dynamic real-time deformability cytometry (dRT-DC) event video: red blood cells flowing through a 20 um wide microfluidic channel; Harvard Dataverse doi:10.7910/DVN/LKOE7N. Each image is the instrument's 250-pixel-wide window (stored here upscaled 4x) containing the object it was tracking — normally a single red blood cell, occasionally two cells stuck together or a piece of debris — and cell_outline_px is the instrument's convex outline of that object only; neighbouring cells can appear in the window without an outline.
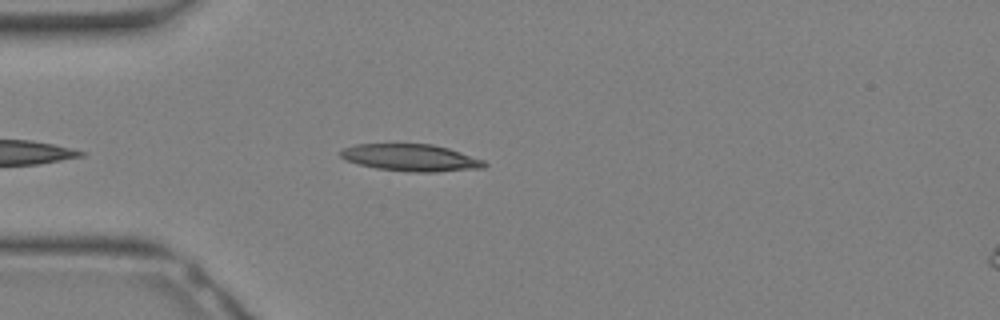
{"species": "Egyptian fruit bat (a non-hibernating species)", "species_latin": "Rousettus aegyptiacus", "temperature_condition": "warm", "stored_images_in_passage": 25, "camera_frame_rate_fps": 3000, "um_per_image_px": 0.085, "animal": {"sex": "female"}, "frame": {"image": 1, "passage_image": 3, "time_ms": 0.667, "image_size_px": [1000, 320], "cell_outline_px": [[488, 164], [484, 168], [436, 172], [408, 172], [376, 168], [344, 160], [340, 156], [340, 152], [344, 148], [356, 144], [432, 144], [448, 148], [484, 160]], "centroid_in_image_um": [34.93, 13.41], "position_along_channel_um": 50.1, "area_um2": 22.66}}
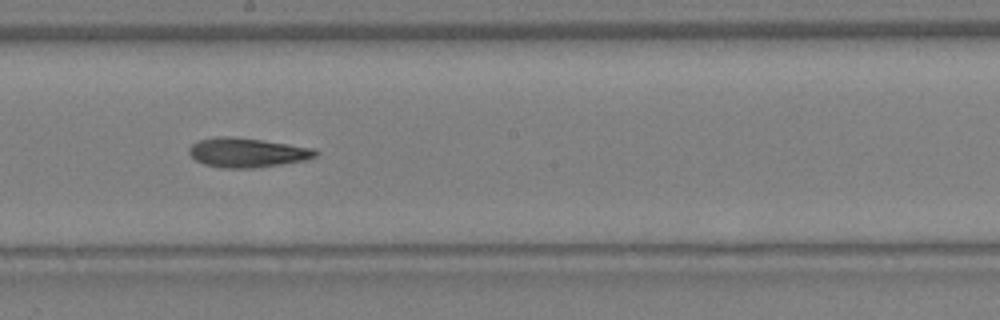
{"frame": {"image": 2, "passage_image": 12, "time_ms": 3.667, "image_size_px": [1000, 320], "cell_outline_px": [[320, 152], [316, 156], [304, 160], [280, 164], [252, 168], [224, 168], [204, 164], [196, 160], [188, 152], [188, 148], [192, 144], [200, 140], [216, 136], [232, 136], [316, 148]], "centroid_in_image_um": [21.01, 12.96], "position_along_channel_um": 227.2, "area_um2": 21.56}}
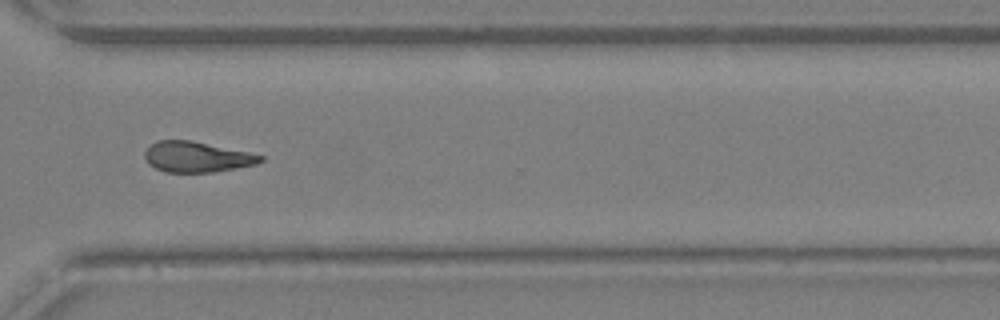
{"frame": {"image": 3, "passage_image": 18, "time_ms": 5.667, "image_size_px": [1000, 320], "cell_outline_px": [[264, 160], [256, 164], [212, 172], [164, 172], [148, 164], [144, 156], [144, 152], [156, 140], [192, 140], [248, 152], [264, 156]], "centroid_in_image_um": [16.7, 13.33], "position_along_channel_um": 353.9, "area_um2": 20.52}}